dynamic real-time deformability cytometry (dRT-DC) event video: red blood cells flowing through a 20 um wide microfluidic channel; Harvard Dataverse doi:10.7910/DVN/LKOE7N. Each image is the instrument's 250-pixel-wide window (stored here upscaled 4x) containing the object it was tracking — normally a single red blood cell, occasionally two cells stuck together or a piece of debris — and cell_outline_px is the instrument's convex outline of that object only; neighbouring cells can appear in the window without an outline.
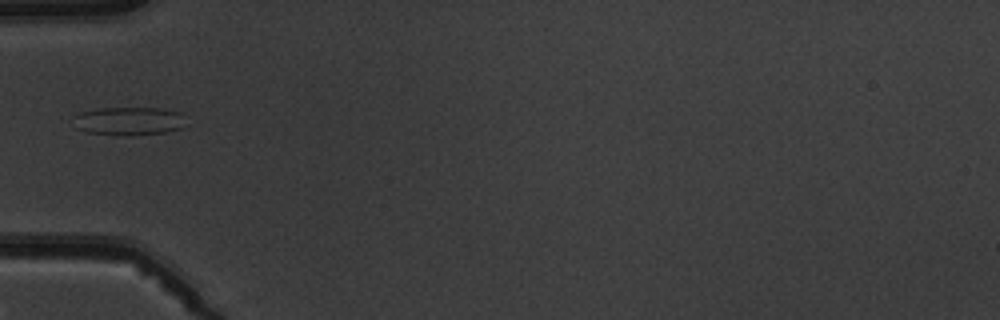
{"species": "common noctule bat (a hibernating species)", "species_latin": "Nyctalus noctula", "temperature_condition": "warm", "stored_images_in_passage": 7, "camera_frame_rate_fps": 3000, "um_per_image_px": 0.085, "animal": {"sex": "male", "body_mass_g": 19.5, "forearm_length_mm": 54.6}, "frame": {"image": 1, "passage_image": 6, "time_ms": 6.0, "image_size_px": [1000, 320], "cell_outline_px": [[184, 128], [164, 132], [88, 132], [76, 128], [76, 116], [80, 112], [100, 108], [160, 108], [180, 112]], "centroid_in_image_um": [10.98, 10.22], "position_along_channel_um": 74.0, "area_um2": 17.17}}
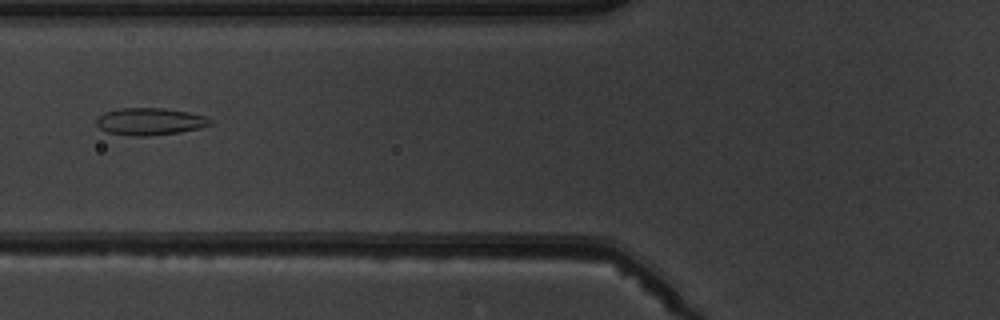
{"frame": {"image": 2, "passage_image": 7, "time_ms": 7.0, "image_size_px": [1000, 320], "cell_outline_px": [[212, 124], [200, 128], [180, 132], [148, 136], [136, 136], [108, 132], [100, 128], [96, 124], [96, 116], [104, 112], [120, 108], [164, 108], [188, 112], [204, 116], [212, 120]], "centroid_in_image_um": [12.73, 10.32], "position_along_channel_um": 113.1, "area_um2": 18.03}}